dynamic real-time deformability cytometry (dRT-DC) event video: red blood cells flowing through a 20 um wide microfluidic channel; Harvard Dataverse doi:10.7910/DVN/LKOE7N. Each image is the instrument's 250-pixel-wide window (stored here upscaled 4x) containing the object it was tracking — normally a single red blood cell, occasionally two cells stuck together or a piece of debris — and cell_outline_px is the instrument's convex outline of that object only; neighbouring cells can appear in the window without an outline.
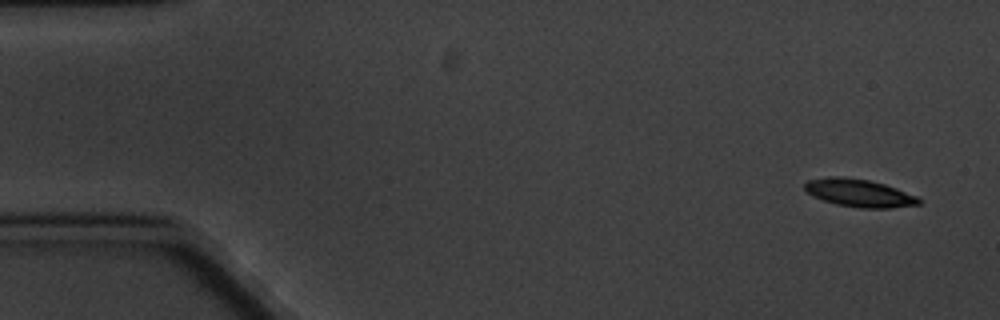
{"species": "common noctule bat (a hibernating species)", "species_latin": "Nyctalus noctula", "temperature_condition": "cold", "stored_images_in_passage": 4, "camera_frame_rate_fps": 3000, "um_per_image_px": 0.085, "animal": {"sex": "male", "body_mass_g": 20.1, "forearm_length_mm": 53.5}, "frame": {"image": 1, "passage_image": 1, "time_ms": 0.0, "image_size_px": [1000, 320], "cell_outline_px": [[920, 204], [888, 208], [860, 208], [836, 204], [812, 196], [804, 188], [804, 184], [808, 180], [828, 176], [840, 176], [868, 180], [884, 184], [896, 188], [916, 196], [920, 200]], "centroid_in_image_um": [72.99, 16.4], "position_along_channel_um": 12.0, "area_um2": 18.32}}
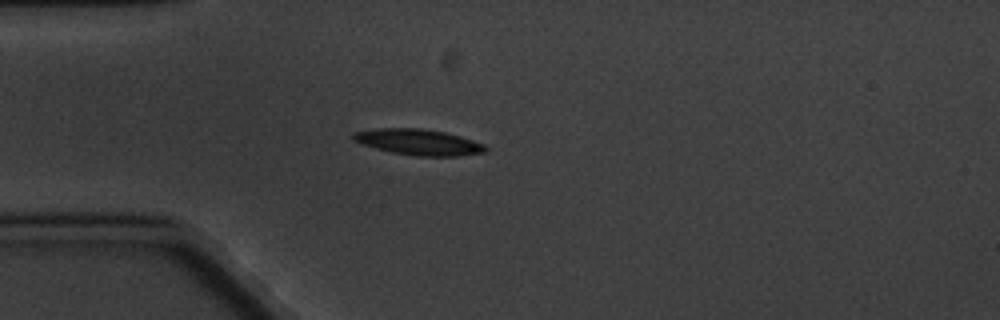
{"frame": {"image": 2, "passage_image": 4, "time_ms": 4.333, "image_size_px": [1000, 320], "cell_outline_px": [[488, 148], [484, 152], [456, 156], [416, 156], [392, 152], [360, 144], [352, 140], [352, 132], [380, 128], [420, 128], [444, 132], [460, 136], [484, 144]], "centroid_in_image_um": [35.54, 12.07], "position_along_channel_um": 49.5, "area_um2": 19.88}}